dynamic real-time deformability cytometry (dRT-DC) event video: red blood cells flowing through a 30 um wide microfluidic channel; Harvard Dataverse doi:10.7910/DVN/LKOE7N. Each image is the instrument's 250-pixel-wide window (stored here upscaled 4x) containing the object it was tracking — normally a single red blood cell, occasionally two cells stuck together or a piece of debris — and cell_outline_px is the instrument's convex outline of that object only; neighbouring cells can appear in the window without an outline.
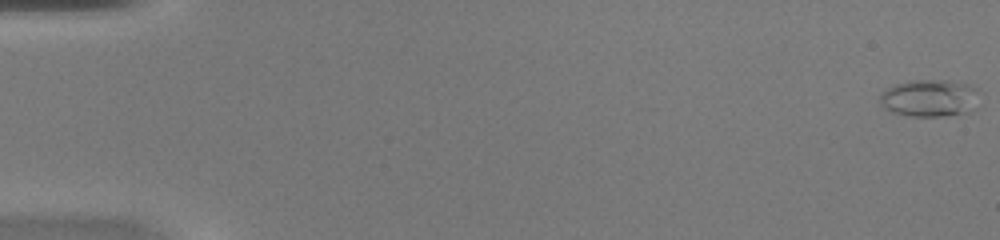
{"species": "common noctule bat (a hibernating species)", "species_latin": "Nyctalus noctula", "temperature_condition": "warm", "stored_images_in_passage": 50, "camera_frame_rate_fps": 3000, "um_per_image_px": 0.085, "animal": {"sex": "female", "body_mass_g": 20.0, "forearm_length_mm": 54.0}, "frame": {"image": 1, "passage_image": 1, "time_ms": 0.0, "image_size_px": [1000, 240], "cell_outline_px": [[976, 88], [968, 112], [940, 116], [908, 116], [892, 112], [884, 108], [880, 104], [880, 96], [888, 88], [896, 84], [912, 80], [948, 80], [968, 84]], "centroid_in_image_um": [78.9, 8.33], "position_along_channel_um": 6.1, "area_um2": 20.87}}
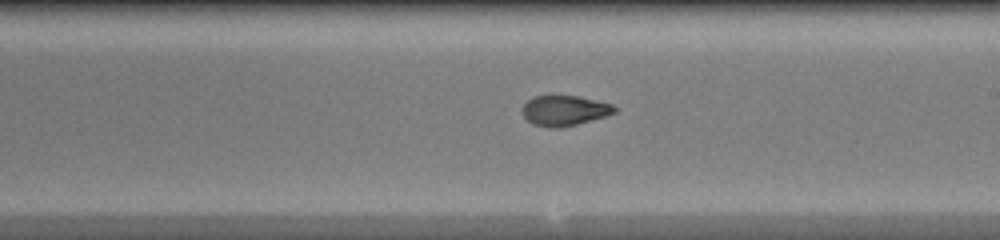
{"frame": {"image": 2, "passage_image": 30, "time_ms": 9.667, "image_size_px": [1000, 240], "cell_outline_px": [[616, 112], [604, 116], [576, 124], [560, 128], [552, 128], [532, 124], [520, 112], [520, 108], [532, 96], [576, 96], [612, 104], [616, 108]], "centroid_in_image_um": [47.92, 9.4], "position_along_channel_um": 241.1, "area_um2": 16.13}}
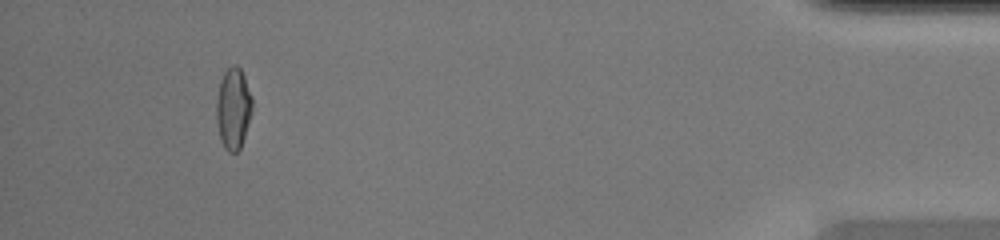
{"frame": {"image": 3, "passage_image": 47, "time_ms": 15.333, "image_size_px": [1000, 240], "cell_outline_px": [[252, 112], [240, 148], [236, 152], [228, 152], [224, 148], [220, 140], [216, 120], [216, 100], [220, 80], [224, 72], [232, 64], [236, 64], [240, 68], [244, 76], [252, 96]], "centroid_in_image_um": [19.81, 9.21], "position_along_channel_um": 415.4, "area_um2": 17.11}, "authors_computed_cell_mechanics": {"area_um2": 16.6753, "velocity_mm_per_s": 4.2028, "shape_relaxation_time_tau1_ms": null, "shape_relaxation_time_tau2_ms": 1.218, "deformation_change_tau1": null, "deformation_change_tau2": 0.066}}